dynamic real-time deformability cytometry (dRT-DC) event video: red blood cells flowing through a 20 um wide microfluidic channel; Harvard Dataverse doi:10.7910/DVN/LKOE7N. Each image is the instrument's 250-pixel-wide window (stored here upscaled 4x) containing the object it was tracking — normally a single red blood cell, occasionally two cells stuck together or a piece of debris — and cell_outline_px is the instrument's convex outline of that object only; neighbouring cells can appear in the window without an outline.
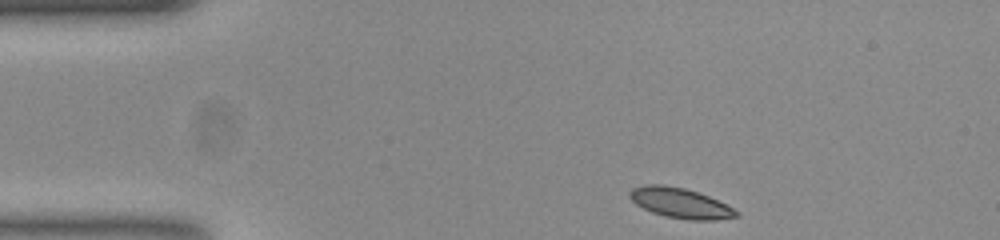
{"species": "common noctule bat (a hibernating species)", "species_latin": "Nyctalus noctula", "temperature_condition": "room temperature", "stored_images_in_passage": 46, "camera_frame_rate_fps": 3000, "um_per_image_px": 0.085, "animal": {"sex": "female", "body_mass_g": 23.0, "forearm_length_mm": 53.4}, "frame": {"image": 1, "passage_image": 1, "time_ms": 0.0, "image_size_px": [1000, 240], "cell_outline_px": [[740, 216], [712, 220], [692, 220], [668, 216], [652, 212], [636, 204], [628, 196], [628, 192], [632, 188], [648, 184], [664, 184], [684, 188], [708, 196], [740, 212]], "centroid_in_image_um": [57.8, 17.25], "position_along_channel_um": 27.2, "area_um2": 18.44}}
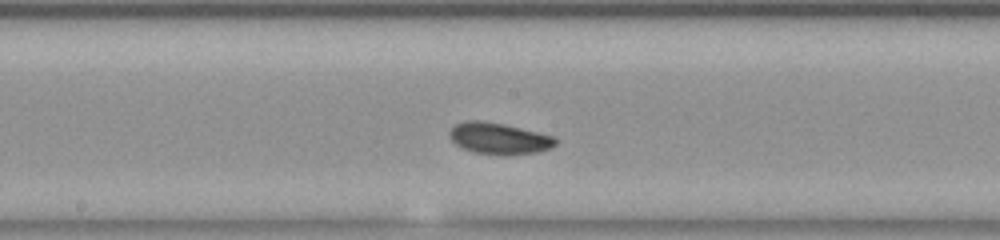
{"frame": {"image": 2, "passage_image": 20, "time_ms": 6.333, "image_size_px": [1000, 240], "cell_outline_px": [[556, 144], [552, 148], [536, 152], [504, 156], [476, 152], [464, 148], [456, 144], [448, 136], [448, 132], [456, 124], [464, 120], [480, 120], [504, 124], [552, 136], [556, 140]], "centroid_in_image_um": [42.39, 11.77], "position_along_channel_um": 205.8, "area_um2": 19.31}}
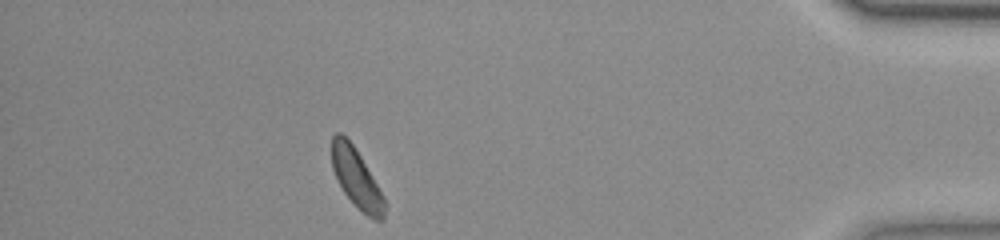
{"frame": {"image": 3, "passage_image": 40, "time_ms": 13.0, "image_size_px": [1000, 240], "cell_outline_px": [[384, 220], [376, 220], [368, 216], [344, 192], [332, 168], [332, 136], [336, 132], [340, 132], [352, 144], [360, 156], [376, 184], [384, 200]], "centroid_in_image_um": [30.27, 15.12], "position_along_channel_um": 404.9, "area_um2": 17.22}}